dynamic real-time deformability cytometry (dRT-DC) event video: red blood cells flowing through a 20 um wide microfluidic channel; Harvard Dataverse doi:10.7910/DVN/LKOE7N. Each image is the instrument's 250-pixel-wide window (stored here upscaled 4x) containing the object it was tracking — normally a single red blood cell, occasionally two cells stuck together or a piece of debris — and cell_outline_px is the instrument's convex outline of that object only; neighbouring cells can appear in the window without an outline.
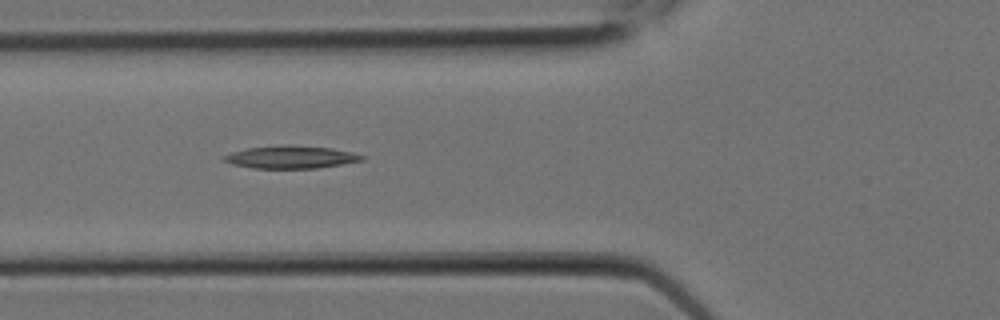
{"species": "Egyptian fruit bat (a non-hibernating species)", "species_latin": "Rousettus aegyptiacus", "temperature_condition": "room temperature", "stored_images_in_passage": 7, "camera_frame_rate_fps": 3000, "um_per_image_px": 0.085, "animal": {"sex": "female"}, "frame": {"image": 1, "passage_image": 6, "time_ms": 1.667, "image_size_px": [1000, 320], "cell_outline_px": [[364, 160], [316, 168], [252, 168], [232, 164], [224, 160], [224, 156], [232, 152], [248, 148], [332, 148], [352, 152], [364, 156]], "centroid_in_image_um": [24.75, 13.41], "position_along_channel_um": 101.1, "area_um2": 16.82}}
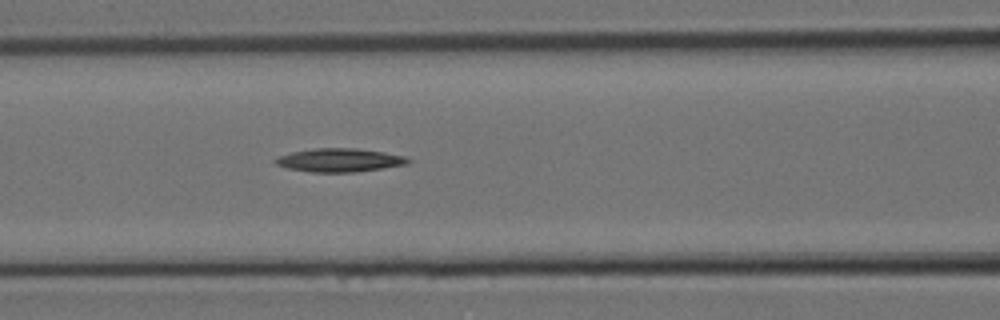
{"frame": {"image": 2, "passage_image": 7, "time_ms": 2.0, "image_size_px": [1000, 320], "cell_outline_px": [[412, 160], [408, 164], [352, 172], [308, 172], [288, 168], [276, 164], [272, 160], [280, 156], [292, 152], [316, 148], [356, 148], [384, 152], [404, 156]], "centroid_in_image_um": [28.85, 13.61], "position_along_channel_um": 137.8, "area_um2": 17.98}}